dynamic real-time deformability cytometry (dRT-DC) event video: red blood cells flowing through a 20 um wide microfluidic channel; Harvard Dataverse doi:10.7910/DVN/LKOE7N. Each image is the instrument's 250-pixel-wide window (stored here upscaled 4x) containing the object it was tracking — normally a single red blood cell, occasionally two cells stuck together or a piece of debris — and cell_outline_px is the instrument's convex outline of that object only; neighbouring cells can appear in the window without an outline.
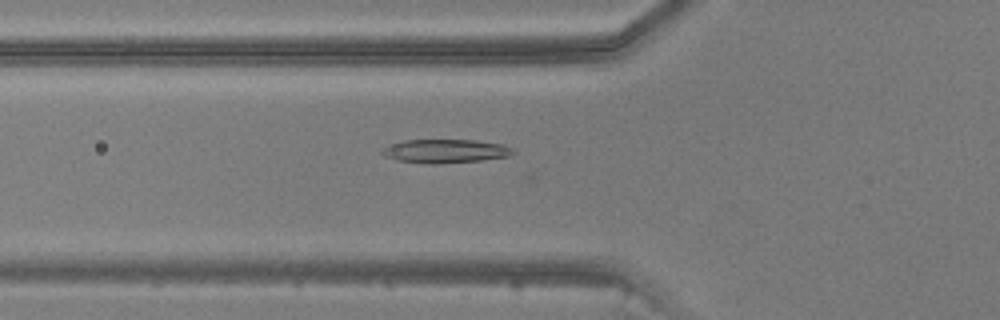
{"species": "common noctule bat (a hibernating species)", "species_latin": "Nyctalus noctula", "temperature_condition": "warm", "stored_images_in_passage": 39, "camera_frame_rate_fps": 3000, "um_per_image_px": 0.085, "animal": {"sex": "male", "body_mass_g": 20.5, "forearm_length_mm": 52.5}, "frame": {"image": 1, "passage_image": 12, "time_ms": 3.667, "image_size_px": [1000, 320], "cell_outline_px": [[516, 152], [508, 156], [480, 160], [436, 164], [432, 164], [396, 160], [384, 156], [380, 152], [380, 148], [388, 144], [404, 140], [476, 140], [500, 144], [512, 148]], "centroid_in_image_um": [37.77, 12.84], "position_along_channel_um": 88.0, "area_um2": 18.09}}
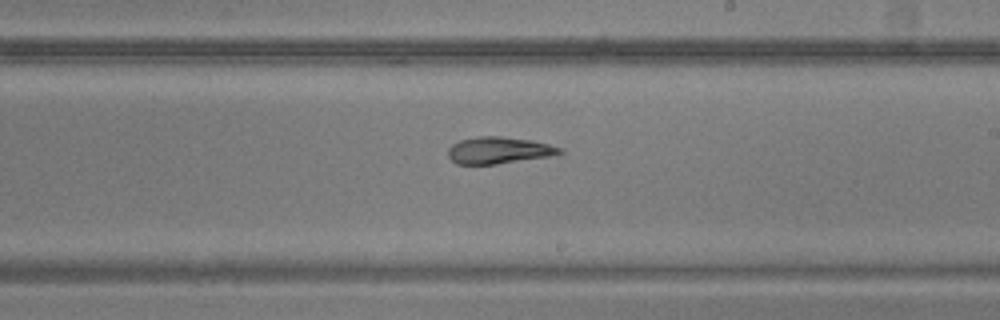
{"frame": {"image": 2, "passage_image": 23, "time_ms": 7.333, "image_size_px": [1000, 320], "cell_outline_px": [[564, 152], [548, 156], [496, 164], [456, 164], [448, 156], [448, 148], [452, 144], [460, 140], [476, 136], [500, 136], [532, 140], [548, 144], [560, 148]], "centroid_in_image_um": [42.34, 12.77], "position_along_channel_um": 246.7, "area_um2": 17.28}}
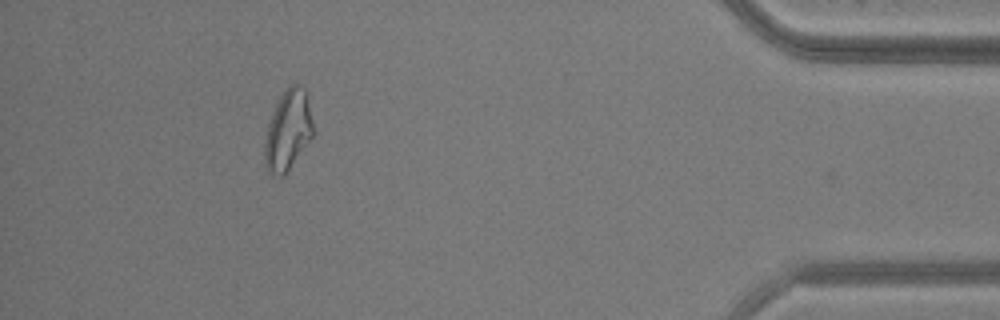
{"frame": {"image": 3, "passage_image": 38, "time_ms": 12.333, "image_size_px": [1000, 320], "cell_outline_px": [[316, 132], [284, 176], [280, 176], [268, 172], [264, 164], [264, 140], [268, 124], [272, 112], [280, 96], [292, 84], [300, 84], [304, 88]], "centroid_in_image_um": [24.48, 11.1], "position_along_channel_um": 410.7, "area_um2": 22.72}}